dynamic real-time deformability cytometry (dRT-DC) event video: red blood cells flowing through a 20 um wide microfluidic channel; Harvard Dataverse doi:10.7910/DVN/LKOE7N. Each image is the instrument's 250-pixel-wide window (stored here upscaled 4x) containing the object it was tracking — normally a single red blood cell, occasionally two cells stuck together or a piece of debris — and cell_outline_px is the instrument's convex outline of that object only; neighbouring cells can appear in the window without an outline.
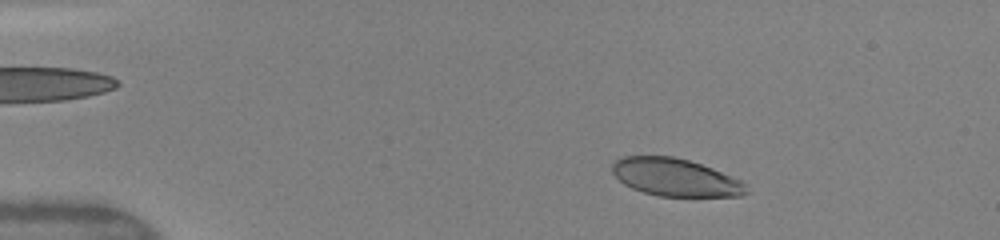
{"species": "human", "species_latin": "Homo sapiens", "temperature_condition": "warm", "stored_images_in_passage": 47, "camera_frame_rate_fps": 3000, "um_per_image_px": 0.085, "donor": {"sex": "female"}, "frame": {"image": 1, "passage_image": 6, "time_ms": 1.667, "image_size_px": [1000, 240], "cell_outline_px": [[748, 192], [740, 196], [660, 196], [644, 192], [632, 188], [624, 184], [612, 172], [612, 164], [616, 160], [624, 156], [672, 156], [688, 160], [712, 168], [740, 180], [744, 184]], "centroid_in_image_um": [57.38, 15.07], "position_along_channel_um": 27.6, "area_um2": 29.07}}
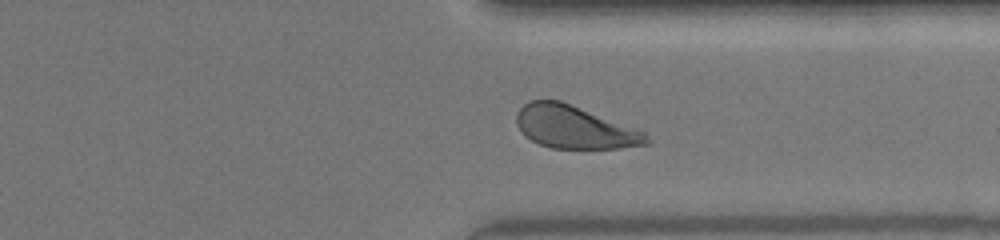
{"frame": {"image": 2, "passage_image": 36, "time_ms": 11.667, "image_size_px": [1000, 240], "cell_outline_px": [[648, 144], [620, 148], [552, 148], [540, 144], [524, 136], [516, 124], [516, 112], [528, 100], [560, 100], [640, 128], [648, 136]], "centroid_in_image_um": [48.85, 10.79], "position_along_channel_um": 362.6, "area_um2": 32.77}}
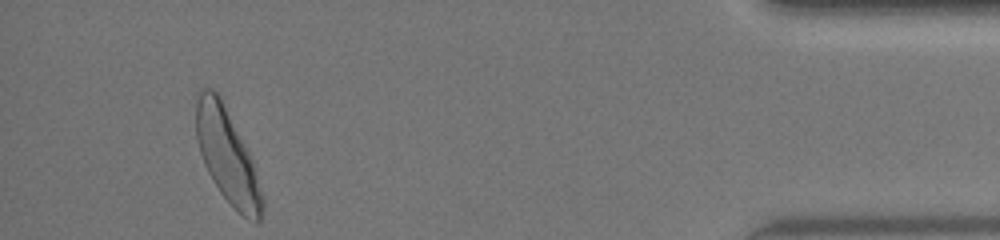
{"frame": {"image": 3, "passage_image": 44, "time_ms": 14.333, "image_size_px": [1000, 240], "cell_outline_px": [[264, 208], [260, 224], [256, 224], [248, 220], [220, 192], [212, 180], [204, 164], [196, 140], [196, 92], [200, 88], [212, 88], [220, 96], [252, 160], [264, 200]], "centroid_in_image_um": [19.3, 13.26], "position_along_channel_um": 415.9, "area_um2": 35.95}, "authors_computed_cell_mechanics": {"area_um2": 32.8882, "velocity_mm_per_s": 4.1259, "shape_relaxation_time_tau1_ms": 2.648, "shape_relaxation_time_tau2_ms": null, "deformation_change_tau1": 0.135, "deformation_change_tau2": null}}